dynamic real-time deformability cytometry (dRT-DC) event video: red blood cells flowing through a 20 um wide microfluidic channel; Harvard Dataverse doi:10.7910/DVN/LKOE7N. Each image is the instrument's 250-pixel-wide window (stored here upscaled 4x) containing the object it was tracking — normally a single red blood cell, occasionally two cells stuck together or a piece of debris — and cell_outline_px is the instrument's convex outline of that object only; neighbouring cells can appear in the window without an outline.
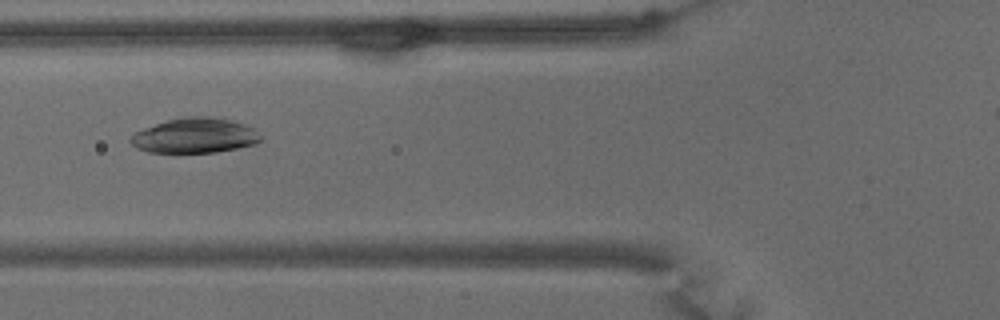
{"species": "common noctule bat (a hibernating species)", "species_latin": "Nyctalus noctula", "temperature_condition": "warm", "stored_images_in_passage": 44, "camera_frame_rate_fps": 3000, "um_per_image_px": 0.085, "animal": {"sex": "male", "body_mass_g": 15.6}, "frame": {"image": 1, "passage_image": 12, "time_ms": 3.667, "image_size_px": [1000, 320], "cell_outline_px": [[260, 140], [256, 144], [216, 152], [176, 156], [148, 152], [136, 148], [128, 140], [136, 132], [144, 128], [168, 120], [184, 116], [208, 116], [232, 120], [244, 124], [252, 128], [260, 136]], "centroid_in_image_um": [16.5, 11.57], "position_along_channel_um": 109.3, "area_um2": 27.28}}
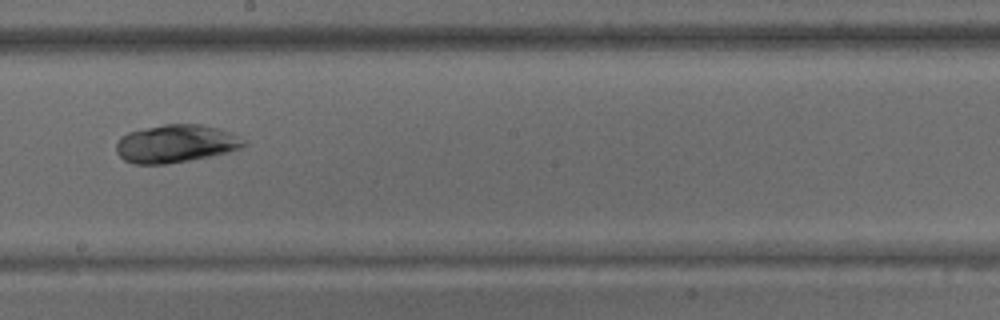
{"frame": {"image": 2, "passage_image": 23, "time_ms": 7.333, "image_size_px": [1000, 320], "cell_outline_px": [[248, 144], [240, 148], [228, 152], [188, 160], [164, 164], [136, 164], [124, 160], [116, 152], [116, 144], [120, 136], [128, 132], [164, 124], [200, 124], [220, 128], [232, 132], [248, 140]], "centroid_in_image_um": [14.98, 12.2], "position_along_channel_um": 233.2, "area_um2": 28.32}}
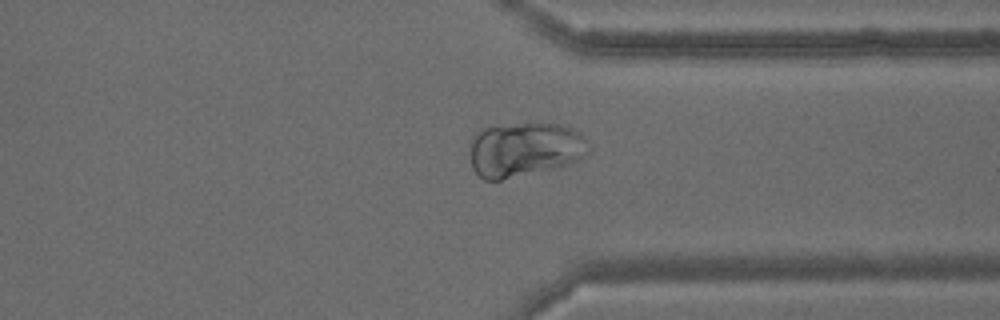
{"frame": {"image": 3, "passage_image": 35, "time_ms": 11.333, "image_size_px": [1000, 320], "cell_outline_px": [[584, 140], [580, 156], [576, 160], [568, 164], [500, 180], [484, 180], [472, 168], [468, 156], [472, 140], [480, 128], [520, 124], [560, 124], [572, 128], [580, 132], [584, 136]], "centroid_in_image_um": [44.46, 12.7], "position_along_channel_um": 366.9, "area_um2": 36.7}}